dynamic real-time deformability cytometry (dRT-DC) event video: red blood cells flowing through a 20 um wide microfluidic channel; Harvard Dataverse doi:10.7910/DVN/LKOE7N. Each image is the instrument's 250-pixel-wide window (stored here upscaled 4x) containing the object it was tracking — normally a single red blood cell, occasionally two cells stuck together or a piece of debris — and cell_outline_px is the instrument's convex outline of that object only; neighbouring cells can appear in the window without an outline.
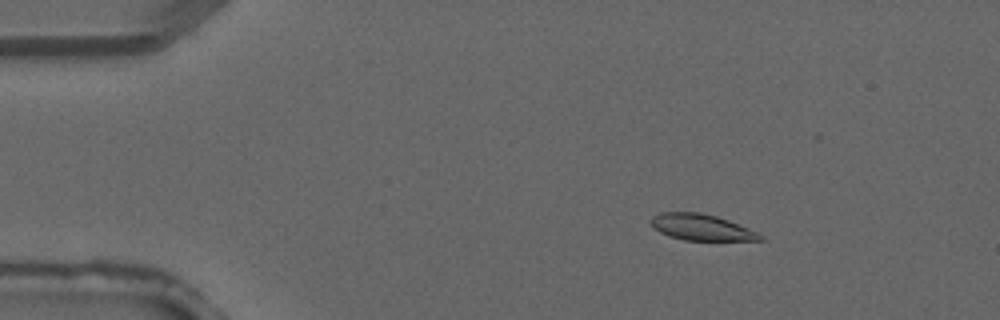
{"species": "common noctule bat (a hibernating species)", "species_latin": "Nyctalus noctula", "temperature_condition": "warm", "stored_images_in_passage": 3, "camera_frame_rate_fps": 3000, "um_per_image_px": 0.085, "animal": {"sex": "male", "forearm_length_mm": 52.5}, "frame": {"image": 1, "passage_image": 1, "time_ms": 0.0, "image_size_px": [1000, 320], "cell_outline_px": [[764, 240], [684, 240], [668, 236], [652, 228], [648, 220], [652, 216], [660, 212], [700, 212], [716, 216], [728, 220], [748, 228], [764, 236]], "centroid_in_image_um": [59.55, 19.31], "position_along_channel_um": 25.5, "area_um2": 16.76}}
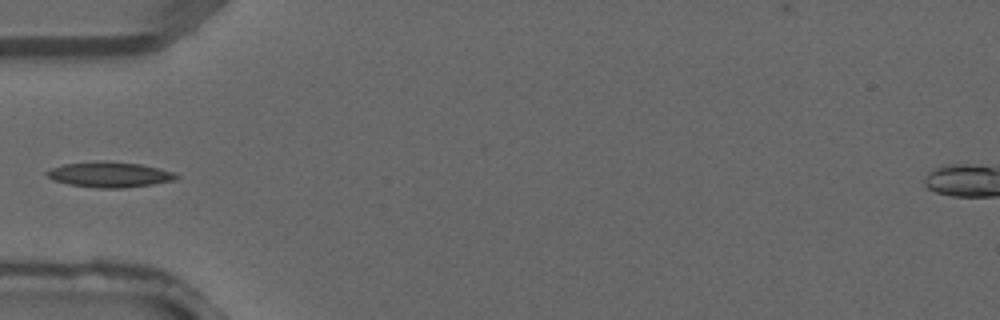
{"frame": {"image": 2, "passage_image": 3, "time_ms": 0.667, "image_size_px": [1000, 320], "cell_outline_px": [[180, 176], [176, 180], [152, 184], [124, 188], [96, 188], [68, 184], [52, 180], [44, 172], [48, 168], [64, 164], [96, 160], [104, 160], [140, 164], [160, 168], [172, 172]], "centroid_in_image_um": [9.27, 14.83], "position_along_channel_um": 75.7, "area_um2": 19.48}}